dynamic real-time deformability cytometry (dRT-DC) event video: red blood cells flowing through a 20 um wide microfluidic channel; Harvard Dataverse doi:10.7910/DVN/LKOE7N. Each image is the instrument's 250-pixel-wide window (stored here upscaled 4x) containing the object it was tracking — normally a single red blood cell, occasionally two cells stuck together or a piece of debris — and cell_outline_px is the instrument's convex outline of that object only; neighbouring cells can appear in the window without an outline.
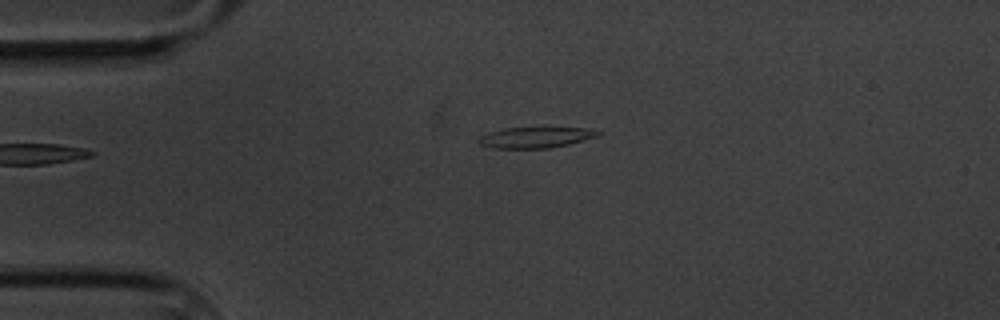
{"species": "common noctule bat (a hibernating species)", "species_latin": "Nyctalus noctula", "temperature_condition": "cold", "stored_images_in_passage": 6, "camera_frame_rate_fps": 3000, "um_per_image_px": 0.085, "animal": {"sex": "male", "body_mass_g": 20.1, "forearm_length_mm": 53.5}, "frame": {"image": 1, "passage_image": 6, "time_ms": 5.667, "image_size_px": [1000, 320], "cell_outline_px": [[600, 136], [568, 144], [548, 148], [492, 148], [480, 144], [476, 140], [480, 136], [488, 132], [504, 128], [588, 128], [600, 132]], "centroid_in_image_um": [45.49, 11.68], "position_along_channel_um": 39.5, "area_um2": 14.39}}